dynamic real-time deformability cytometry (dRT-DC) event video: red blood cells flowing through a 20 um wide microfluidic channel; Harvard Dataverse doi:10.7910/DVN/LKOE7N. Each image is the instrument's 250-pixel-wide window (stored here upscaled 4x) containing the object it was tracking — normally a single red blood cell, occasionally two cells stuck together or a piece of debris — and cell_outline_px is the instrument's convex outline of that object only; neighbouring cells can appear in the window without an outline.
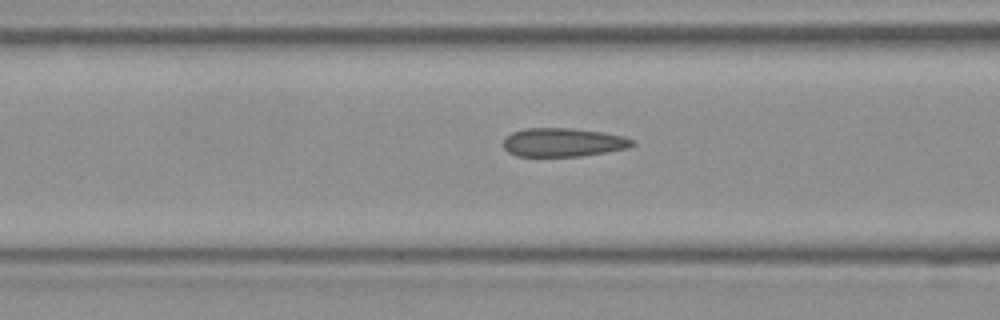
{"species": "Egyptian fruit bat (a non-hibernating species)", "species_latin": "Rousettus aegyptiacus", "temperature_condition": "room temperature", "stored_images_in_passage": 15, "camera_frame_rate_fps": 3000, "um_per_image_px": 0.085, "frame": {"image": 1, "passage_image": 13, "time_ms": 4.0, "image_size_px": [1000, 320], "cell_outline_px": [[636, 144], [628, 148], [580, 156], [516, 156], [508, 152], [504, 148], [504, 136], [512, 132], [524, 128], [572, 128], [604, 132], [624, 136], [632, 140]], "centroid_in_image_um": [47.84, 12.09], "position_along_channel_um": 118.8, "area_um2": 21.62}}